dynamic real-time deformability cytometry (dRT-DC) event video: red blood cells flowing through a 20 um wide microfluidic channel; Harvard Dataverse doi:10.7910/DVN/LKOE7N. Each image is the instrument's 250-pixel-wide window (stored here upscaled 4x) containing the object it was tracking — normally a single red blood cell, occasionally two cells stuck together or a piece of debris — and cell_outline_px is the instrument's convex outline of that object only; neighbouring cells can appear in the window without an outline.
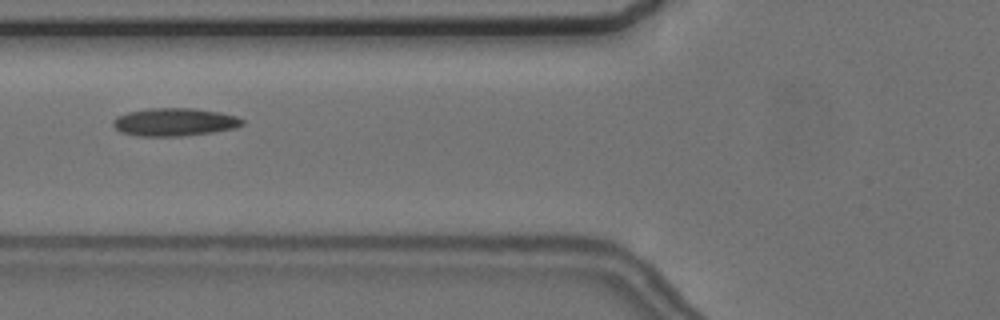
{"species": "common noctule bat (a hibernating species)", "species_latin": "Nyctalus noctula", "temperature_condition": "cold", "stored_images_in_passage": 4, "camera_frame_rate_fps": 3000, "um_per_image_px": 0.085, "animal": {"sex": "female", "body_mass_g": 24.6, "forearm_length_mm": 56.2}, "frame": {"image": 1, "passage_image": 2, "time_ms": 1.333, "image_size_px": [1000, 320], "cell_outline_px": [[244, 124], [236, 128], [212, 132], [180, 136], [136, 136], [120, 132], [112, 124], [112, 120], [116, 116], [128, 112], [148, 108], [192, 108], [220, 112], [236, 116], [244, 120]], "centroid_in_image_um": [14.81, 10.37], "position_along_channel_um": 111.0, "area_um2": 21.15}}
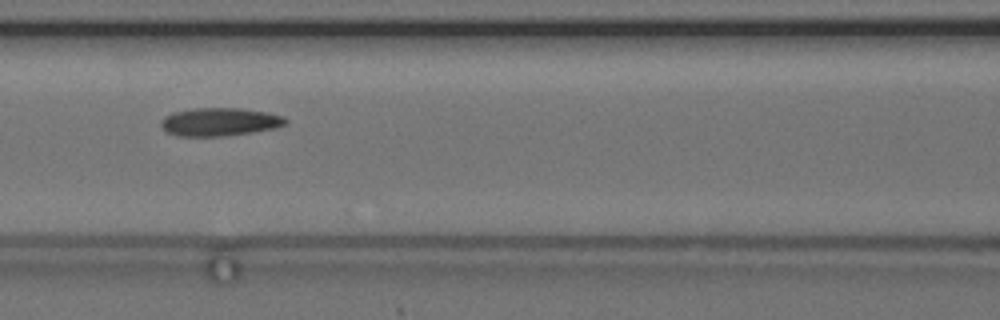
{"frame": {"image": 2, "passage_image": 3, "time_ms": 2.333, "image_size_px": [1000, 320], "cell_outline_px": [[288, 124], [276, 128], [228, 136], [176, 136], [168, 132], [160, 124], [160, 120], [164, 116], [172, 112], [196, 108], [240, 108], [268, 112], [284, 116], [288, 120]], "centroid_in_image_um": [18.7, 10.36], "position_along_channel_um": 147.9, "area_um2": 20.69}}